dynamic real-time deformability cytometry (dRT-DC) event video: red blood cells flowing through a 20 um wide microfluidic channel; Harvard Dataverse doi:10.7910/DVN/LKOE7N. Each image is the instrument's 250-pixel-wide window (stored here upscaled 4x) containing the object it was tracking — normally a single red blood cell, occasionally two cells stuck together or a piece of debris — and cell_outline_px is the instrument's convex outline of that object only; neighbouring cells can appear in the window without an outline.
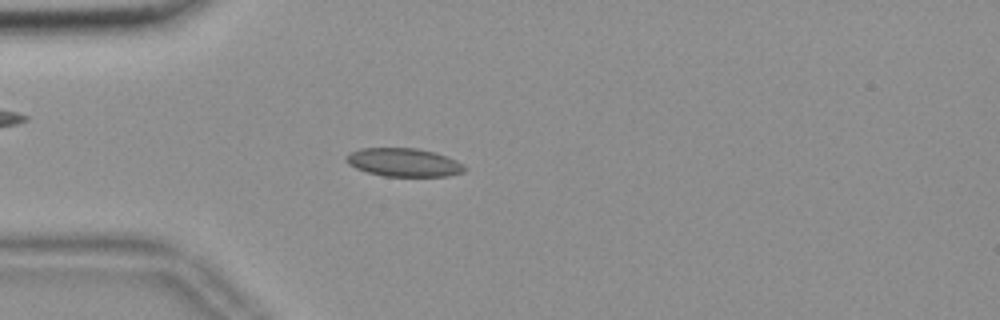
{"species": "common noctule bat (a hibernating species)", "species_latin": "Nyctalus noctula", "temperature_condition": "room temperature", "stored_images_in_passage": 55, "camera_frame_rate_fps": 3000, "um_per_image_px": 0.085, "animal": {"sex": "female", "body_mass_g": 18.4}, "frame": {"image": 1, "passage_image": 15, "time_ms": 4.667, "image_size_px": [1000, 320], "cell_outline_px": [[468, 168], [464, 172], [448, 176], [384, 176], [368, 172], [356, 168], [348, 164], [344, 160], [344, 156], [348, 152], [360, 148], [416, 148], [432, 152], [456, 160], [464, 164]], "centroid_in_image_um": [34.29, 13.8], "position_along_channel_um": 50.7, "area_um2": 19.65}}
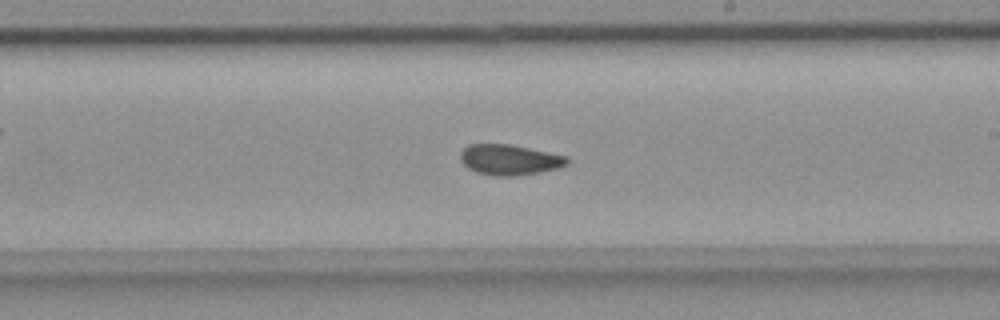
{"frame": {"image": 2, "passage_image": 32, "time_ms": 10.333, "image_size_px": [1000, 320], "cell_outline_px": [[568, 164], [556, 168], [540, 172], [516, 176], [496, 176], [476, 172], [468, 168], [460, 160], [460, 152], [468, 144], [508, 144], [568, 156]], "centroid_in_image_um": [43.28, 13.58], "position_along_channel_um": 245.7, "area_um2": 18.9}}
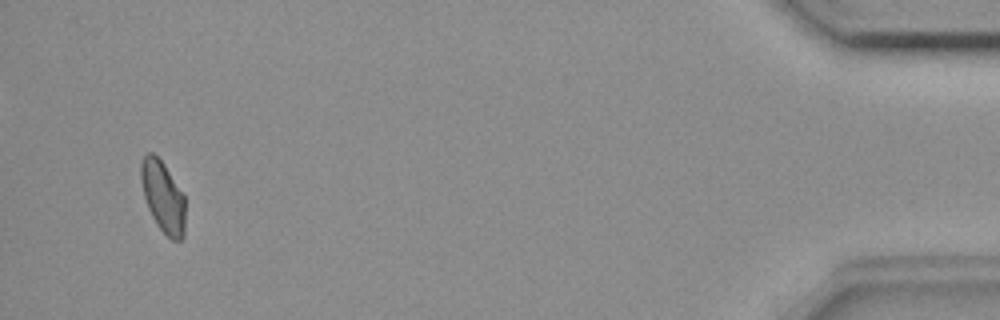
{"frame": {"image": 3, "passage_image": 53, "time_ms": 17.333, "image_size_px": [1000, 320], "cell_outline_px": [[184, 236], [180, 240], [172, 240], [156, 224], [148, 208], [144, 196], [140, 180], [140, 164], [144, 156], [148, 152], [152, 152], [164, 164], [184, 196]], "centroid_in_image_um": [13.83, 16.71], "position_along_channel_um": 421.4, "area_um2": 18.15}, "authors_computed_cell_mechanics": {"area_um2": 19.0162, "velocity_mm_per_s": 3.6322, "shape_relaxation_time_tau1_ms": null, "shape_relaxation_time_tau2_ms": 2.9175, "deformation_change_tau1": null, "deformation_change_tau2": 0.0698}}